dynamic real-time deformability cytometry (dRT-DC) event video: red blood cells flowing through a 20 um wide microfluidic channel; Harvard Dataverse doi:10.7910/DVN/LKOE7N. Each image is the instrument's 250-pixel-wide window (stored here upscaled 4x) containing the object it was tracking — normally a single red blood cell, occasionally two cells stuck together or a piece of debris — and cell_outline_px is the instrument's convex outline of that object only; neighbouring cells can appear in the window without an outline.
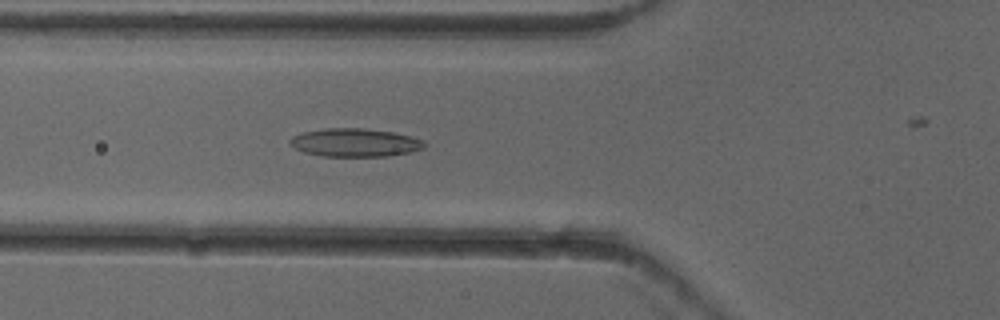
{"species": "common noctule bat (a hibernating species)", "species_latin": "Nyctalus noctula", "temperature_condition": "cold", "stored_images_in_passage": 47, "camera_frame_rate_fps": 3000, "um_per_image_px": 0.085, "animal": {"sex": "female"}, "frame": {"image": 1, "passage_image": 20, "time_ms": 6.333, "image_size_px": [1000, 320], "cell_outline_px": [[428, 144], [424, 148], [408, 152], [388, 156], [324, 156], [304, 152], [296, 148], [288, 140], [292, 136], [300, 132], [324, 128], [364, 128], [392, 132], [424, 140]], "centroid_in_image_um": [30.16, 12.11], "position_along_channel_um": 95.6, "area_um2": 22.08}}
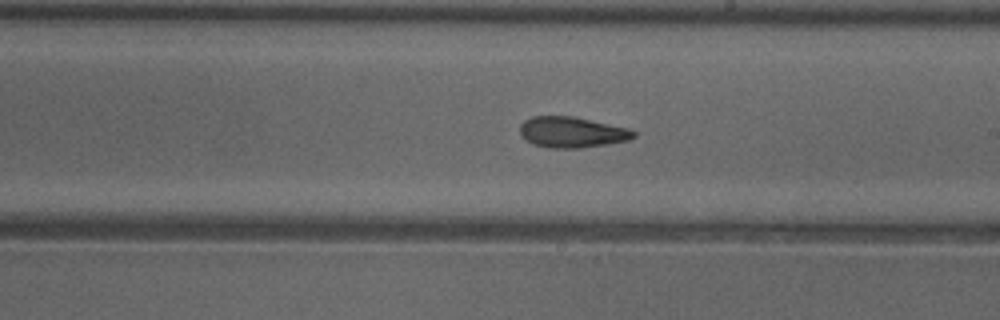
{"frame": {"image": 2, "passage_image": 31, "time_ms": 10.0, "image_size_px": [1000, 320], "cell_outline_px": [[636, 136], [628, 140], [580, 148], [552, 148], [532, 144], [520, 132], [520, 124], [524, 120], [532, 116], [572, 116], [628, 128], [636, 132]], "centroid_in_image_um": [48.6, 11.23], "position_along_channel_um": 240.4, "area_um2": 20.17}}
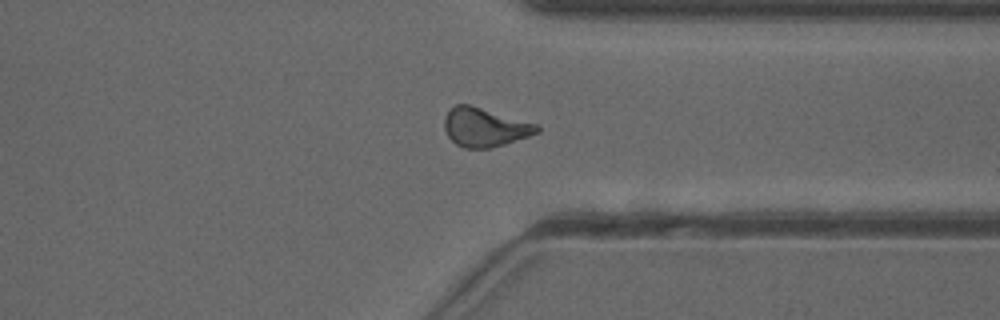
{"frame": {"image": 3, "passage_image": 41, "time_ms": 13.333, "image_size_px": [1000, 320], "cell_outline_px": [[540, 132], [504, 144], [488, 148], [464, 148], [456, 144], [448, 136], [444, 128], [444, 116], [456, 104], [468, 104], [536, 124], [540, 128]], "centroid_in_image_um": [41.18, 10.82], "position_along_channel_um": 370.2, "area_um2": 20.58}}